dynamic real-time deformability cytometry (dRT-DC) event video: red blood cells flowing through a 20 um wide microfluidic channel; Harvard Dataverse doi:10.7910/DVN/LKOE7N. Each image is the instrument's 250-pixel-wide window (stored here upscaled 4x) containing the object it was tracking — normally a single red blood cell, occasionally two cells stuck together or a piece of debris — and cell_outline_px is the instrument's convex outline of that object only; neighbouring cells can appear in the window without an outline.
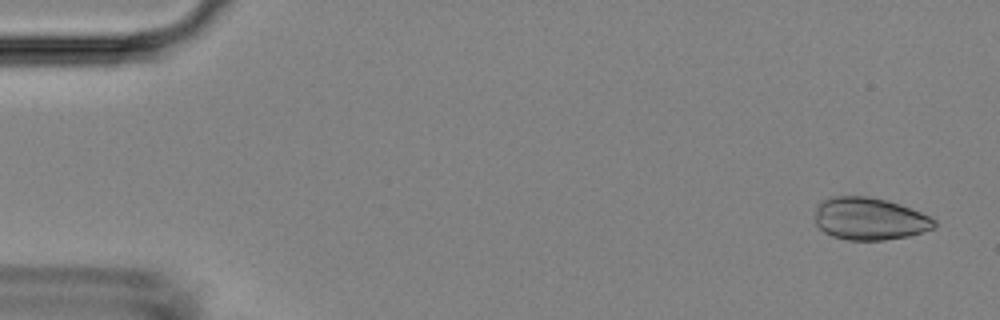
{"species": "Egyptian fruit bat (a non-hibernating species)", "species_latin": "Rousettus aegyptiacus", "temperature_condition": "room temperature", "stored_images_in_passage": 6, "camera_frame_rate_fps": 3000, "um_per_image_px": 0.085, "animal": {"sex": "female"}, "frame": {"image": 1, "passage_image": 1, "time_ms": 0.0, "image_size_px": [1000, 320], "cell_outline_px": [[936, 228], [908, 236], [884, 240], [848, 240], [832, 236], [824, 232], [816, 224], [816, 204], [832, 196], [868, 196], [900, 204], [932, 216], [936, 220]], "centroid_in_image_um": [73.94, 18.6], "position_along_channel_um": 11.1, "area_um2": 29.65}}
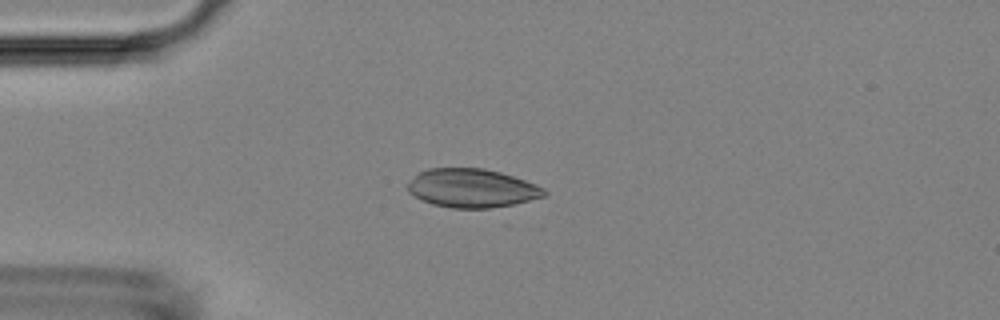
{"frame": {"image": 2, "passage_image": 4, "time_ms": 1.0, "image_size_px": [1000, 320], "cell_outline_px": [[548, 196], [504, 208], [452, 208], [432, 204], [408, 192], [408, 184], [420, 172], [428, 168], [484, 168], [500, 172], [536, 184], [544, 188], [548, 192]], "centroid_in_image_um": [40.21, 16.01], "position_along_channel_um": 44.8, "area_um2": 31.04}}